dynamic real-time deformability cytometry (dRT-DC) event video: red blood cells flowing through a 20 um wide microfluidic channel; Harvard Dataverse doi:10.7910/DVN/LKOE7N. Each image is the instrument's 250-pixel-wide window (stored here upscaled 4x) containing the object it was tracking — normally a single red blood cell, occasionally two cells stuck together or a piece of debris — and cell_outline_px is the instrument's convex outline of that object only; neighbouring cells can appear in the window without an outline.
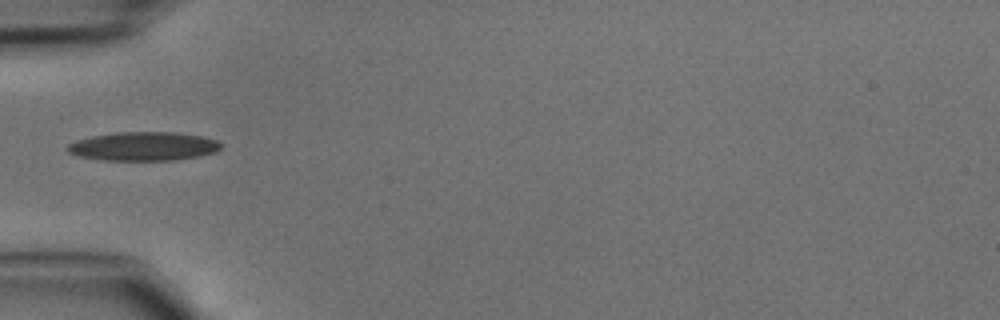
{"species": "common noctule bat (a hibernating species)", "species_latin": "Nyctalus noctula", "temperature_condition": "cold", "stored_images_in_passage": 17, "camera_frame_rate_fps": 3000, "um_per_image_px": 0.085, "animal": {"sex": "male", "body_mass_g": 15.6}, "frame": {"image": 1, "passage_image": 1, "time_ms": 0.0, "image_size_px": [1000, 320], "cell_outline_px": [[220, 148], [216, 152], [200, 156], [176, 160], [104, 160], [80, 156], [68, 152], [68, 144], [76, 140], [92, 136], [120, 132], [176, 132], [200, 136], [216, 140], [220, 144]], "centroid_in_image_um": [12.21, 12.44], "position_along_channel_um": 72.8, "area_um2": 25.55}}